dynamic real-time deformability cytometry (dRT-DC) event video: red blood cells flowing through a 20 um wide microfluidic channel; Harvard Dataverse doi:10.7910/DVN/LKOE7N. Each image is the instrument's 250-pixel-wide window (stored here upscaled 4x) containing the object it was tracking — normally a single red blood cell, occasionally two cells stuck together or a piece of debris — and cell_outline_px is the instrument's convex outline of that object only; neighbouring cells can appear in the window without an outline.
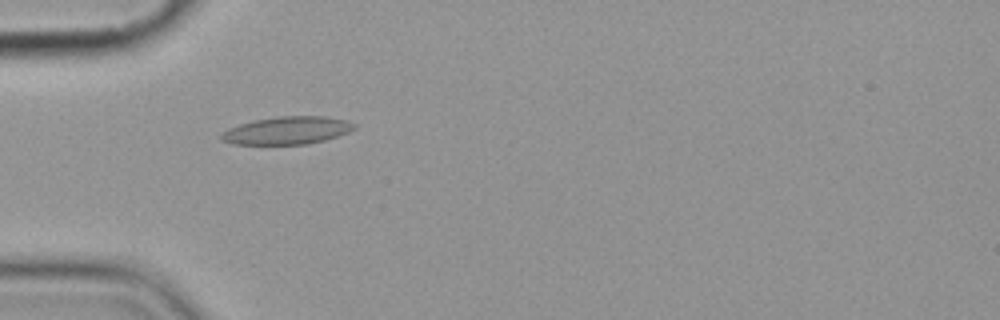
{"species": "common noctule bat (a hibernating species)", "species_latin": "Nyctalus noctula", "temperature_condition": "cold", "stored_images_in_passage": 6, "camera_frame_rate_fps": 3000, "um_per_image_px": 0.085, "animal": {"sex": "female", "body_mass_g": 19.9}, "frame": {"image": 1, "passage_image": 6, "time_ms": 5.667, "image_size_px": [1000, 320], "cell_outline_px": [[356, 128], [348, 132], [324, 140], [304, 144], [232, 144], [220, 140], [220, 132], [228, 128], [252, 120], [276, 116], [324, 116], [348, 120], [356, 124]], "centroid_in_image_um": [24.37, 11.08], "position_along_channel_um": 60.6, "area_um2": 21.62}}